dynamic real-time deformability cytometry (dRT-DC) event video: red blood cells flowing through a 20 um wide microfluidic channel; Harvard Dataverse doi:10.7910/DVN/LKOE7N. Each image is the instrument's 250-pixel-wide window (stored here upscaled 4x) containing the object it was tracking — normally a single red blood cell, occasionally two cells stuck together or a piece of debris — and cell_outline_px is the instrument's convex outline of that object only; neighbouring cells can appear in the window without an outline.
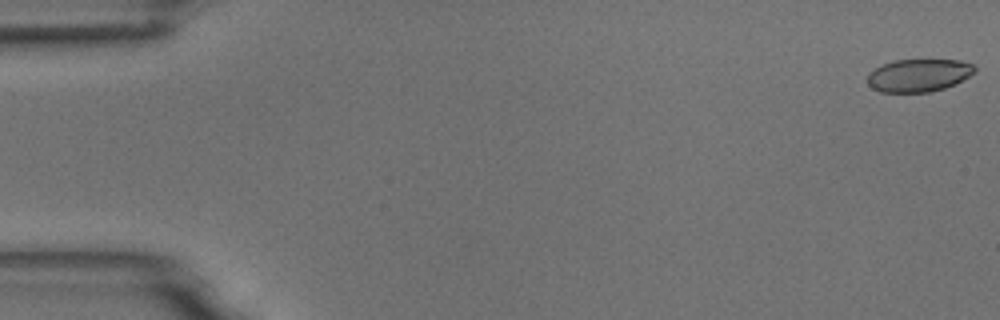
{"species": "common noctule bat (a hibernating species)", "species_latin": "Nyctalus noctula", "temperature_condition": "room temperature", "stored_images_in_passage": 55, "camera_frame_rate_fps": 3000, "um_per_image_px": 0.085, "animal": {"sex": "male", "body_mass_g": 18.8}, "frame": {"image": 1, "passage_image": 1, "time_ms": 0.0, "image_size_px": [1000, 320], "cell_outline_px": [[976, 72], [944, 88], [928, 92], [880, 92], [872, 88], [868, 84], [868, 72], [884, 64], [896, 60], [960, 60], [972, 64], [976, 68]], "centroid_in_image_um": [78.07, 6.4], "position_along_channel_um": 6.9, "area_um2": 20.23}}
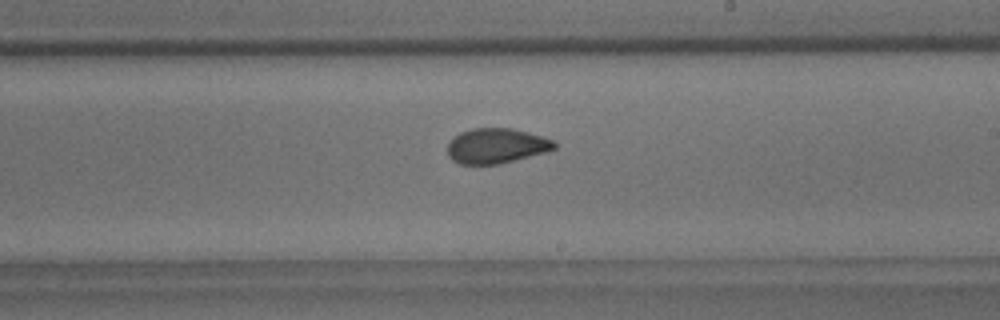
{"frame": {"image": 2, "passage_image": 32, "time_ms": 10.333, "image_size_px": [1000, 320], "cell_outline_px": [[556, 148], [544, 152], [500, 164], [460, 164], [452, 160], [448, 156], [448, 144], [460, 132], [472, 128], [512, 128], [528, 132], [552, 140], [556, 144]], "centroid_in_image_um": [42.17, 12.4], "position_along_channel_um": 246.8, "area_um2": 21.62}}
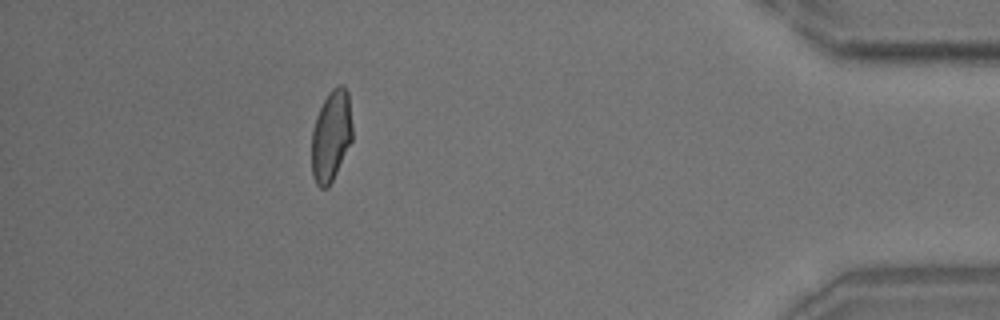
{"frame": {"image": 3, "passage_image": 49, "time_ms": 16.0, "image_size_px": [1000, 320], "cell_outline_px": [[352, 140], [328, 188], [320, 188], [316, 184], [312, 176], [312, 132], [316, 116], [328, 92], [336, 84], [344, 84], [348, 92], [352, 124]], "centroid_in_image_um": [28.15, 11.51], "position_along_channel_um": 407.1, "area_um2": 21.68}, "authors_computed_cell_mechanics": {"area_um2": 22.0218, "velocity_mm_per_s": 3.7196, "shape_relaxation_time_tau1_ms": 7.8669, "shape_relaxation_time_tau2_ms": 0.8746, "deformation_change_tau1": 0.17, "deformation_change_tau2": 0.0371}}